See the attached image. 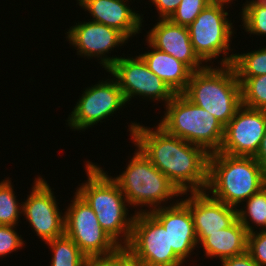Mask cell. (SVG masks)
I'll use <instances>...</instances> for the list:
<instances>
[{
    "label": "cell",
    "mask_w": 266,
    "mask_h": 266,
    "mask_svg": "<svg viewBox=\"0 0 266 266\" xmlns=\"http://www.w3.org/2000/svg\"><path fill=\"white\" fill-rule=\"evenodd\" d=\"M65 34L67 41L74 49L77 48V55L88 59L100 58L99 63L106 71L120 58L108 54L117 46L128 43V39L117 29L94 21L78 22Z\"/></svg>",
    "instance_id": "13"
},
{
    "label": "cell",
    "mask_w": 266,
    "mask_h": 266,
    "mask_svg": "<svg viewBox=\"0 0 266 266\" xmlns=\"http://www.w3.org/2000/svg\"><path fill=\"white\" fill-rule=\"evenodd\" d=\"M128 127L134 146L145 154L182 195L206 191L209 153L203 147L171 135L159 125L153 130L132 121Z\"/></svg>",
    "instance_id": "1"
},
{
    "label": "cell",
    "mask_w": 266,
    "mask_h": 266,
    "mask_svg": "<svg viewBox=\"0 0 266 266\" xmlns=\"http://www.w3.org/2000/svg\"><path fill=\"white\" fill-rule=\"evenodd\" d=\"M112 79L99 81L83 91L68 117L66 125L68 124L70 129L84 131L94 127L126 106L123 92L117 81Z\"/></svg>",
    "instance_id": "11"
},
{
    "label": "cell",
    "mask_w": 266,
    "mask_h": 266,
    "mask_svg": "<svg viewBox=\"0 0 266 266\" xmlns=\"http://www.w3.org/2000/svg\"><path fill=\"white\" fill-rule=\"evenodd\" d=\"M248 232L237 219L228 228L215 233H198V246L203 247L204 254L220 261L247 252Z\"/></svg>",
    "instance_id": "19"
},
{
    "label": "cell",
    "mask_w": 266,
    "mask_h": 266,
    "mask_svg": "<svg viewBox=\"0 0 266 266\" xmlns=\"http://www.w3.org/2000/svg\"><path fill=\"white\" fill-rule=\"evenodd\" d=\"M188 195L181 201L190 209L196 235L215 233L228 228L238 219L237 208L212 198L206 191Z\"/></svg>",
    "instance_id": "17"
},
{
    "label": "cell",
    "mask_w": 266,
    "mask_h": 266,
    "mask_svg": "<svg viewBox=\"0 0 266 266\" xmlns=\"http://www.w3.org/2000/svg\"><path fill=\"white\" fill-rule=\"evenodd\" d=\"M221 264L223 266H259L247 252L224 259Z\"/></svg>",
    "instance_id": "32"
},
{
    "label": "cell",
    "mask_w": 266,
    "mask_h": 266,
    "mask_svg": "<svg viewBox=\"0 0 266 266\" xmlns=\"http://www.w3.org/2000/svg\"><path fill=\"white\" fill-rule=\"evenodd\" d=\"M155 5L159 19H169L179 6L181 0H150Z\"/></svg>",
    "instance_id": "31"
},
{
    "label": "cell",
    "mask_w": 266,
    "mask_h": 266,
    "mask_svg": "<svg viewBox=\"0 0 266 266\" xmlns=\"http://www.w3.org/2000/svg\"><path fill=\"white\" fill-rule=\"evenodd\" d=\"M265 185L266 178L254 157L231 156L218 151L209 154L206 192H210L212 198L239 208Z\"/></svg>",
    "instance_id": "3"
},
{
    "label": "cell",
    "mask_w": 266,
    "mask_h": 266,
    "mask_svg": "<svg viewBox=\"0 0 266 266\" xmlns=\"http://www.w3.org/2000/svg\"><path fill=\"white\" fill-rule=\"evenodd\" d=\"M225 2H211L206 6L197 18L188 26L190 40L195 53L206 64L208 61L221 58L220 65H229L232 63L234 54L229 50L232 35L234 34V25L229 20L228 11L224 7ZM228 54V55H227Z\"/></svg>",
    "instance_id": "7"
},
{
    "label": "cell",
    "mask_w": 266,
    "mask_h": 266,
    "mask_svg": "<svg viewBox=\"0 0 266 266\" xmlns=\"http://www.w3.org/2000/svg\"><path fill=\"white\" fill-rule=\"evenodd\" d=\"M6 179L0 182V225L19 226L23 204L17 201L11 180Z\"/></svg>",
    "instance_id": "25"
},
{
    "label": "cell",
    "mask_w": 266,
    "mask_h": 266,
    "mask_svg": "<svg viewBox=\"0 0 266 266\" xmlns=\"http://www.w3.org/2000/svg\"><path fill=\"white\" fill-rule=\"evenodd\" d=\"M256 3L261 5L262 7H266V0H254Z\"/></svg>",
    "instance_id": "34"
},
{
    "label": "cell",
    "mask_w": 266,
    "mask_h": 266,
    "mask_svg": "<svg viewBox=\"0 0 266 266\" xmlns=\"http://www.w3.org/2000/svg\"><path fill=\"white\" fill-rule=\"evenodd\" d=\"M51 249L50 266H90V260L80 251L72 239L63 235L45 242Z\"/></svg>",
    "instance_id": "21"
},
{
    "label": "cell",
    "mask_w": 266,
    "mask_h": 266,
    "mask_svg": "<svg viewBox=\"0 0 266 266\" xmlns=\"http://www.w3.org/2000/svg\"><path fill=\"white\" fill-rule=\"evenodd\" d=\"M254 158L256 159L257 163L262 169L263 175L266 178V131L262 138L259 150Z\"/></svg>",
    "instance_id": "33"
},
{
    "label": "cell",
    "mask_w": 266,
    "mask_h": 266,
    "mask_svg": "<svg viewBox=\"0 0 266 266\" xmlns=\"http://www.w3.org/2000/svg\"><path fill=\"white\" fill-rule=\"evenodd\" d=\"M211 2V0H181L169 20L174 24L188 27Z\"/></svg>",
    "instance_id": "27"
},
{
    "label": "cell",
    "mask_w": 266,
    "mask_h": 266,
    "mask_svg": "<svg viewBox=\"0 0 266 266\" xmlns=\"http://www.w3.org/2000/svg\"><path fill=\"white\" fill-rule=\"evenodd\" d=\"M241 86V103L252 109L266 110V74L237 77Z\"/></svg>",
    "instance_id": "24"
},
{
    "label": "cell",
    "mask_w": 266,
    "mask_h": 266,
    "mask_svg": "<svg viewBox=\"0 0 266 266\" xmlns=\"http://www.w3.org/2000/svg\"><path fill=\"white\" fill-rule=\"evenodd\" d=\"M107 72L117 81L126 102L138 96L146 100L149 98L152 101H162L166 105L175 96L169 86L148 68L139 55L135 58L120 56Z\"/></svg>",
    "instance_id": "10"
},
{
    "label": "cell",
    "mask_w": 266,
    "mask_h": 266,
    "mask_svg": "<svg viewBox=\"0 0 266 266\" xmlns=\"http://www.w3.org/2000/svg\"><path fill=\"white\" fill-rule=\"evenodd\" d=\"M266 131V110L241 105L224 127L218 152L231 156L255 157Z\"/></svg>",
    "instance_id": "14"
},
{
    "label": "cell",
    "mask_w": 266,
    "mask_h": 266,
    "mask_svg": "<svg viewBox=\"0 0 266 266\" xmlns=\"http://www.w3.org/2000/svg\"><path fill=\"white\" fill-rule=\"evenodd\" d=\"M231 65L237 77H255L266 74V46L246 53H235Z\"/></svg>",
    "instance_id": "23"
},
{
    "label": "cell",
    "mask_w": 266,
    "mask_h": 266,
    "mask_svg": "<svg viewBox=\"0 0 266 266\" xmlns=\"http://www.w3.org/2000/svg\"><path fill=\"white\" fill-rule=\"evenodd\" d=\"M15 228L17 229L15 226L0 225V257L4 258L7 254L24 247L25 241Z\"/></svg>",
    "instance_id": "29"
},
{
    "label": "cell",
    "mask_w": 266,
    "mask_h": 266,
    "mask_svg": "<svg viewBox=\"0 0 266 266\" xmlns=\"http://www.w3.org/2000/svg\"><path fill=\"white\" fill-rule=\"evenodd\" d=\"M66 207L65 235L90 260L117 255L123 248L101 227L95 212L77 193Z\"/></svg>",
    "instance_id": "8"
},
{
    "label": "cell",
    "mask_w": 266,
    "mask_h": 266,
    "mask_svg": "<svg viewBox=\"0 0 266 266\" xmlns=\"http://www.w3.org/2000/svg\"><path fill=\"white\" fill-rule=\"evenodd\" d=\"M90 266H144L141 262L132 258L124 249H122L117 255L92 260Z\"/></svg>",
    "instance_id": "30"
},
{
    "label": "cell",
    "mask_w": 266,
    "mask_h": 266,
    "mask_svg": "<svg viewBox=\"0 0 266 266\" xmlns=\"http://www.w3.org/2000/svg\"><path fill=\"white\" fill-rule=\"evenodd\" d=\"M242 26L244 31L255 35L266 36V7H262L254 0H247L241 9Z\"/></svg>",
    "instance_id": "26"
},
{
    "label": "cell",
    "mask_w": 266,
    "mask_h": 266,
    "mask_svg": "<svg viewBox=\"0 0 266 266\" xmlns=\"http://www.w3.org/2000/svg\"><path fill=\"white\" fill-rule=\"evenodd\" d=\"M212 2H225V3H228V4H231V1H236V0H211Z\"/></svg>",
    "instance_id": "35"
},
{
    "label": "cell",
    "mask_w": 266,
    "mask_h": 266,
    "mask_svg": "<svg viewBox=\"0 0 266 266\" xmlns=\"http://www.w3.org/2000/svg\"><path fill=\"white\" fill-rule=\"evenodd\" d=\"M144 266H182L169 247L168 231L150 213H135L129 243L123 248Z\"/></svg>",
    "instance_id": "9"
},
{
    "label": "cell",
    "mask_w": 266,
    "mask_h": 266,
    "mask_svg": "<svg viewBox=\"0 0 266 266\" xmlns=\"http://www.w3.org/2000/svg\"><path fill=\"white\" fill-rule=\"evenodd\" d=\"M145 41L152 50L139 56L148 68L161 78L175 94L183 93L187 88L192 71L181 61L153 47L147 40Z\"/></svg>",
    "instance_id": "20"
},
{
    "label": "cell",
    "mask_w": 266,
    "mask_h": 266,
    "mask_svg": "<svg viewBox=\"0 0 266 266\" xmlns=\"http://www.w3.org/2000/svg\"><path fill=\"white\" fill-rule=\"evenodd\" d=\"M147 32L146 40L158 50L166 52L184 63L192 72L205 68L203 61L195 53L187 26L177 25L169 19H158Z\"/></svg>",
    "instance_id": "16"
},
{
    "label": "cell",
    "mask_w": 266,
    "mask_h": 266,
    "mask_svg": "<svg viewBox=\"0 0 266 266\" xmlns=\"http://www.w3.org/2000/svg\"><path fill=\"white\" fill-rule=\"evenodd\" d=\"M85 170L87 181L76 192L95 212L101 227L124 248L131 237L135 213L129 216V204L107 171L91 161H86Z\"/></svg>",
    "instance_id": "2"
},
{
    "label": "cell",
    "mask_w": 266,
    "mask_h": 266,
    "mask_svg": "<svg viewBox=\"0 0 266 266\" xmlns=\"http://www.w3.org/2000/svg\"><path fill=\"white\" fill-rule=\"evenodd\" d=\"M128 2L129 0H77V4L92 16L91 21L115 28L129 40L141 33L144 20L143 15L132 10Z\"/></svg>",
    "instance_id": "18"
},
{
    "label": "cell",
    "mask_w": 266,
    "mask_h": 266,
    "mask_svg": "<svg viewBox=\"0 0 266 266\" xmlns=\"http://www.w3.org/2000/svg\"><path fill=\"white\" fill-rule=\"evenodd\" d=\"M165 114L158 125L176 137L203 147L209 154L219 151L224 126L207 110L193 104L182 93L165 105Z\"/></svg>",
    "instance_id": "6"
},
{
    "label": "cell",
    "mask_w": 266,
    "mask_h": 266,
    "mask_svg": "<svg viewBox=\"0 0 266 266\" xmlns=\"http://www.w3.org/2000/svg\"><path fill=\"white\" fill-rule=\"evenodd\" d=\"M168 231L169 247L183 262L198 246L193 218L190 209L180 200L150 211Z\"/></svg>",
    "instance_id": "15"
},
{
    "label": "cell",
    "mask_w": 266,
    "mask_h": 266,
    "mask_svg": "<svg viewBox=\"0 0 266 266\" xmlns=\"http://www.w3.org/2000/svg\"><path fill=\"white\" fill-rule=\"evenodd\" d=\"M133 157L126 169L117 177L111 178L118 184L124 194L129 207H149V210L138 209V212H150L165 207L168 200L184 197L175 185L158 169L145 154L135 146ZM165 202V203H164ZM161 203H163L161 205Z\"/></svg>",
    "instance_id": "5"
},
{
    "label": "cell",
    "mask_w": 266,
    "mask_h": 266,
    "mask_svg": "<svg viewBox=\"0 0 266 266\" xmlns=\"http://www.w3.org/2000/svg\"><path fill=\"white\" fill-rule=\"evenodd\" d=\"M193 104L207 110L225 127L241 103V86L231 64L206 66L191 73L182 93Z\"/></svg>",
    "instance_id": "4"
},
{
    "label": "cell",
    "mask_w": 266,
    "mask_h": 266,
    "mask_svg": "<svg viewBox=\"0 0 266 266\" xmlns=\"http://www.w3.org/2000/svg\"><path fill=\"white\" fill-rule=\"evenodd\" d=\"M248 233L247 253L259 266H266V230Z\"/></svg>",
    "instance_id": "28"
},
{
    "label": "cell",
    "mask_w": 266,
    "mask_h": 266,
    "mask_svg": "<svg viewBox=\"0 0 266 266\" xmlns=\"http://www.w3.org/2000/svg\"><path fill=\"white\" fill-rule=\"evenodd\" d=\"M30 195L22 208V216L39 238L47 242L65 235V214L60 212L50 185L42 176L35 177Z\"/></svg>",
    "instance_id": "12"
},
{
    "label": "cell",
    "mask_w": 266,
    "mask_h": 266,
    "mask_svg": "<svg viewBox=\"0 0 266 266\" xmlns=\"http://www.w3.org/2000/svg\"><path fill=\"white\" fill-rule=\"evenodd\" d=\"M246 206L237 209V218L248 233L255 231L253 226L266 230V185L246 201ZM246 208V209H245ZM251 222V223H250Z\"/></svg>",
    "instance_id": "22"
}]
</instances>
